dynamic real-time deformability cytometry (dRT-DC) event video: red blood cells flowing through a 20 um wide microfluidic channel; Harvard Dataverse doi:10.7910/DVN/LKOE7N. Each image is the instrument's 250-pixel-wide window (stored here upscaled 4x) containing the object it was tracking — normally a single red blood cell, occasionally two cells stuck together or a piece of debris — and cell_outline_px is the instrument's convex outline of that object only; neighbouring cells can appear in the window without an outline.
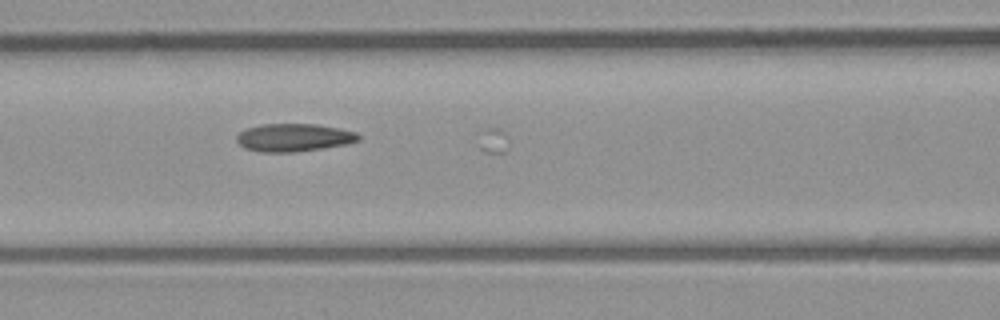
{"species": "common noctule bat (a hibernating species)", "species_latin": "Nyctalus noctula", "temperature_condition": "room temperature", "stored_images_in_passage": 26, "camera_frame_rate_fps": 3000, "um_per_image_px": 0.085, "animal": {"sex": "male", "body_mass_g": 23.1, "forearm_length_mm": 52.7}, "frame": {"image": 1, "passage_image": 25, "time_ms": 8.0, "image_size_px": [1000, 320], "cell_outline_px": [[360, 140], [348, 144], [324, 148], [292, 152], [260, 152], [244, 148], [236, 140], [236, 136], [240, 132], [248, 128], [260, 124], [316, 124], [340, 128], [356, 132], [360, 136]], "centroid_in_image_um": [24.99, 11.69], "position_along_channel_um": 141.6, "area_um2": 19.88}}